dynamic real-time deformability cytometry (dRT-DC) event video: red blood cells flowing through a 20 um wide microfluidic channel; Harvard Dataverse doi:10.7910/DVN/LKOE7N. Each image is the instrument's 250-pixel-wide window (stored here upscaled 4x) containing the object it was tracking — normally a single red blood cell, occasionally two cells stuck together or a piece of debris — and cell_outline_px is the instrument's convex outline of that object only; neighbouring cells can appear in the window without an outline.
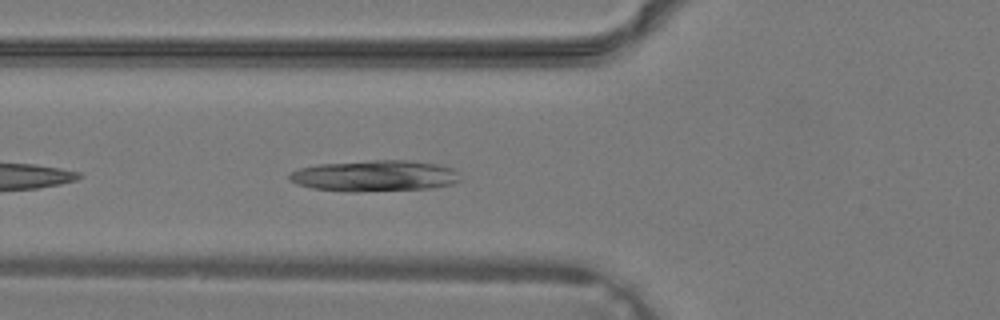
{"species": "common noctule bat (a hibernating species)", "species_latin": "Nyctalus noctula", "temperature_condition": "warm", "stored_images_in_passage": 24, "camera_frame_rate_fps": 3000, "um_per_image_px": 0.085, "animal": {"sex": "male", "body_mass_g": 19.2, "forearm_length_mm": 51.8}, "frame": {"image": 1, "passage_image": 3, "time_ms": 0.667, "image_size_px": [1000, 320], "cell_outline_px": [[460, 180], [452, 184], [432, 188], [356, 192], [348, 192], [312, 188], [296, 184], [288, 180], [288, 176], [292, 172], [300, 168], [316, 164], [372, 160], [412, 160], [436, 164], [452, 168], [456, 172]], "centroid_in_image_um": [31.81, 14.95], "position_along_channel_um": 94.0, "area_um2": 31.15}}
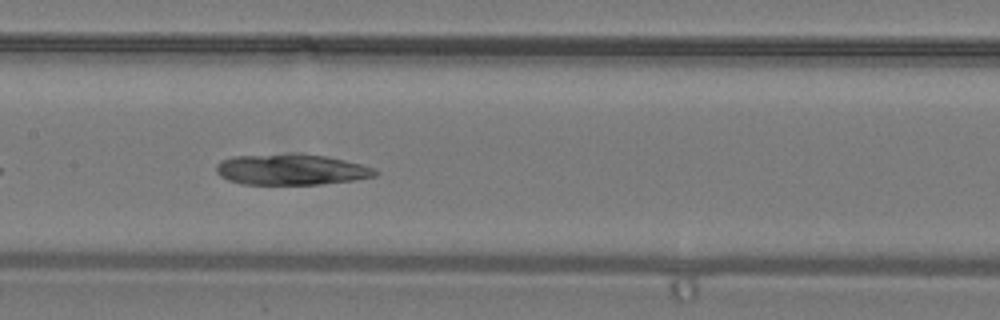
{"frame": {"image": 2, "passage_image": 8, "time_ms": 2.333, "image_size_px": [1000, 320], "cell_outline_px": [[380, 172], [376, 176], [352, 180], [320, 184], [244, 184], [228, 180], [220, 176], [216, 172], [216, 164], [220, 160], [232, 156], [288, 152], [296, 152], [328, 156], [360, 164], [372, 168]], "centroid_in_image_um": [24.71, 14.38], "position_along_channel_um": 182.7, "area_um2": 29.07}}
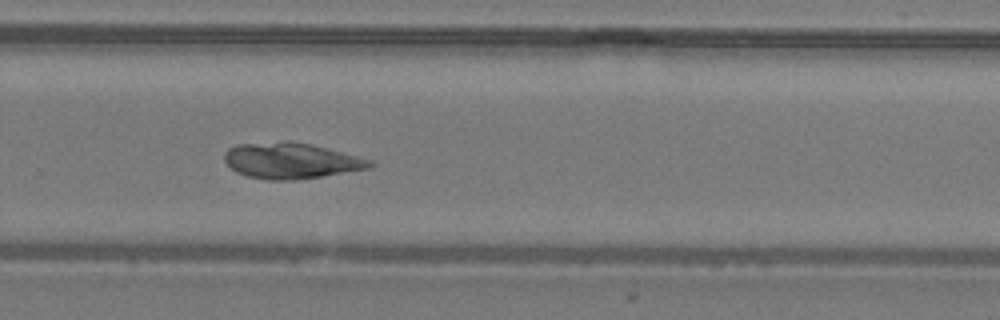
{"frame": {"image": 3, "passage_image": 15, "time_ms": 4.667, "image_size_px": [1000, 320], "cell_outline_px": [[376, 164], [372, 168], [296, 180], [264, 180], [248, 176], [236, 172], [224, 160], [224, 152], [228, 148], [236, 144], [284, 140], [292, 140], [312, 144], [372, 160]], "centroid_in_image_um": [24.73, 13.64], "position_along_channel_um": 305.1, "area_um2": 30.81}}